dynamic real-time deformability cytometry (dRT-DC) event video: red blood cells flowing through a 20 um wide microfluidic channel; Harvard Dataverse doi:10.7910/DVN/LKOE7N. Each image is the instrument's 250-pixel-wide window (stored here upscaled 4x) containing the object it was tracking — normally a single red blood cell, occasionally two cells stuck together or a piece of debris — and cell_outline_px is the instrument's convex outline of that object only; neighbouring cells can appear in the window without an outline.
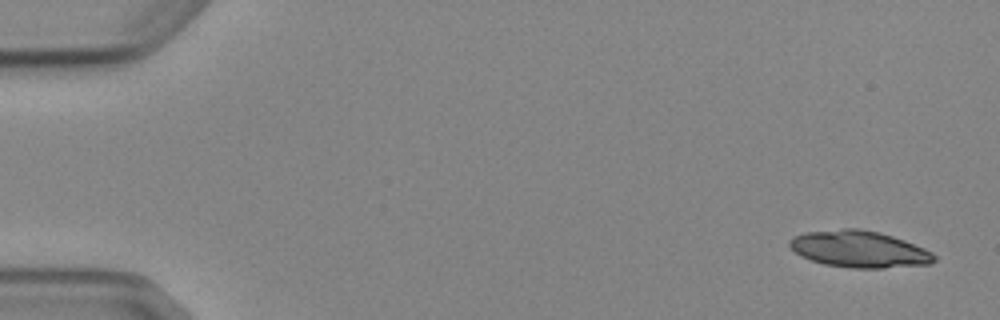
{"species": "Egyptian fruit bat (a non-hibernating species)", "species_latin": "Rousettus aegyptiacus", "temperature_condition": "cold", "stored_images_in_passage": 6, "camera_frame_rate_fps": 3000, "um_per_image_px": 0.085, "animal": {"sex": "female"}, "frame": {"image": 1, "passage_image": 1, "time_ms": 0.0, "image_size_px": [1000, 320], "cell_outline_px": [[936, 260], [932, 264], [884, 268], [852, 268], [824, 264], [800, 256], [788, 244], [788, 240], [792, 236], [804, 232], [844, 228], [860, 228], [880, 232], [904, 240], [924, 248], [932, 252], [936, 256]], "centroid_in_image_um": [73.03, 21.17], "position_along_channel_um": 12.0, "area_um2": 31.15}}